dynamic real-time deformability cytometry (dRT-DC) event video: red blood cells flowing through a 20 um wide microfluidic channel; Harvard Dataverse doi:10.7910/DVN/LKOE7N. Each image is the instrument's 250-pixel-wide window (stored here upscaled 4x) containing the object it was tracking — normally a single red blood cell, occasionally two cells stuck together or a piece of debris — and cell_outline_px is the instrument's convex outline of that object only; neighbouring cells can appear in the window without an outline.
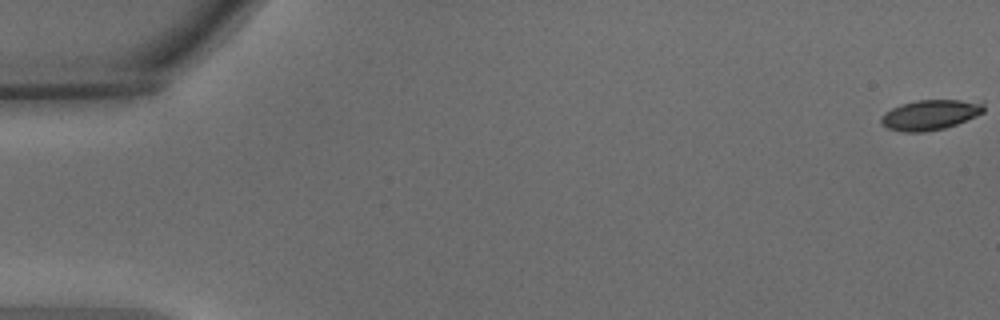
{"species": "common noctule bat (a hibernating species)", "species_latin": "Nyctalus noctula", "temperature_condition": "warm", "stored_images_in_passage": 17, "camera_frame_rate_fps": 3000, "um_per_image_px": 0.085, "animal": {"sex": "male", "body_mass_g": 15.6}, "frame": {"image": 1, "passage_image": 1, "time_ms": 0.0, "image_size_px": [1000, 320], "cell_outline_px": [[984, 112], [976, 116], [956, 124], [944, 128], [924, 132], [904, 132], [888, 128], [880, 124], [880, 116], [884, 112], [900, 104], [916, 100], [984, 100]], "centroid_in_image_um": [79.07, 9.74], "position_along_channel_um": 5.9, "area_um2": 18.32}}
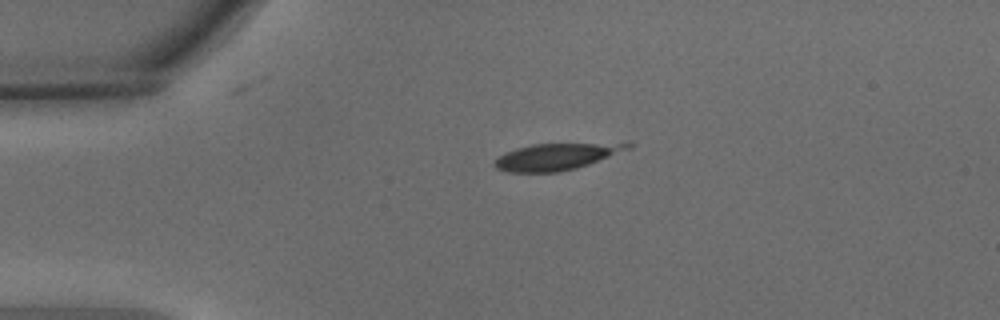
{"frame": {"image": 2, "passage_image": 14, "time_ms": 4.333, "image_size_px": [1000, 320], "cell_outline_px": [[636, 144], [632, 148], [588, 164], [576, 168], [556, 172], [508, 172], [496, 168], [492, 164], [496, 156], [504, 152], [516, 148], [532, 144]], "centroid_in_image_um": [47.17, 13.33], "position_along_channel_um": 37.8, "area_um2": 20.35}}